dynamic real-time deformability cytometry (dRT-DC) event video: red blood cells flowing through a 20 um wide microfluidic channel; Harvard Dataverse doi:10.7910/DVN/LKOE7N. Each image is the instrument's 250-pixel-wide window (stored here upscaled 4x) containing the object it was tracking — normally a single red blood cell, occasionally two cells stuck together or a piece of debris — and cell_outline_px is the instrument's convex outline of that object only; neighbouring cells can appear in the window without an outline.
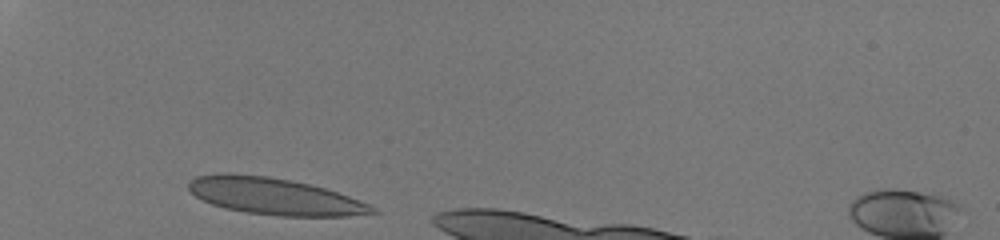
{"species": "human", "species_latin": "Homo sapiens", "temperature_condition": "room temperature", "stored_images_in_passage": 28, "camera_frame_rate_fps": 3000, "um_per_image_px": 0.085, "donor": {"sex": "male"}, "frame": {"image": 1, "passage_image": 2, "time_ms": 0.333, "image_size_px": [1000, 240], "cell_outline_px": [[380, 212], [348, 216], [280, 216], [248, 212], [224, 208], [212, 204], [196, 196], [188, 188], [188, 180], [196, 176], [216, 172], [228, 172], [268, 176], [308, 184], [324, 188], [360, 200], [376, 208]], "centroid_in_image_um": [23.29, 16.67], "position_along_channel_um": 61.7, "area_um2": 39.3}}
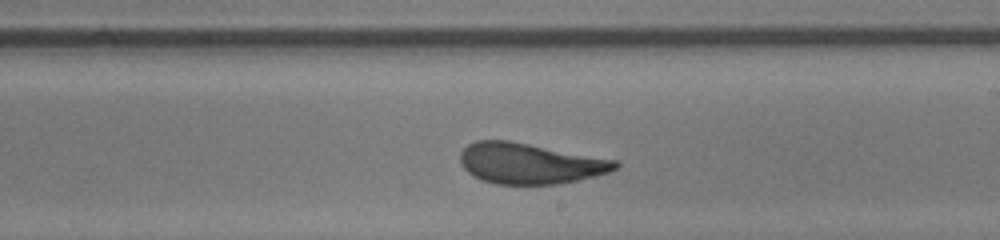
{"frame": {"image": 2, "passage_image": 17, "time_ms": 5.333, "image_size_px": [1000, 240], "cell_outline_px": [[620, 164], [616, 168], [608, 172], [580, 180], [556, 184], [496, 184], [480, 180], [472, 176], [464, 168], [460, 160], [460, 152], [468, 144], [476, 140], [508, 140], [616, 160]], "centroid_in_image_um": [45.0, 13.89], "position_along_channel_um": 244.0, "area_um2": 36.7}}
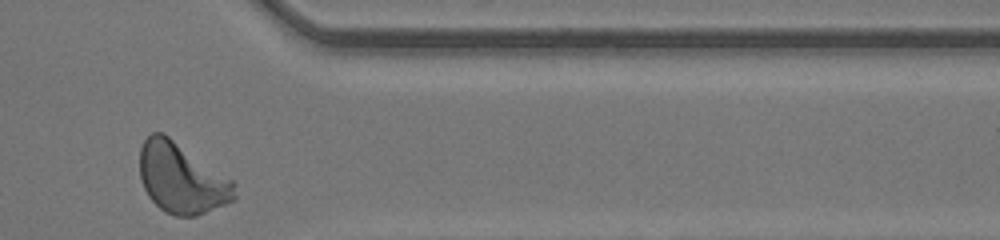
{"frame": {"image": 3, "passage_image": 28, "time_ms": 9.0, "image_size_px": [1000, 240], "cell_outline_px": [[236, 200], [196, 216], [176, 216], [164, 212], [148, 196], [144, 188], [140, 176], [140, 148], [144, 140], [152, 132], [160, 132], [168, 136], [232, 180], [236, 184]], "centroid_in_image_um": [15.44, 15.18], "position_along_channel_um": 396.0, "area_um2": 38.55}, "authors_computed_cell_mechanics": {"area_um2": 37.3677, "velocity_mm_per_s": 4.2437, "shape_relaxation_time_tau1_ms": 3.1455, "shape_relaxation_time_tau2_ms": null, "deformation_change_tau1": 0.182, "deformation_change_tau2": null}}